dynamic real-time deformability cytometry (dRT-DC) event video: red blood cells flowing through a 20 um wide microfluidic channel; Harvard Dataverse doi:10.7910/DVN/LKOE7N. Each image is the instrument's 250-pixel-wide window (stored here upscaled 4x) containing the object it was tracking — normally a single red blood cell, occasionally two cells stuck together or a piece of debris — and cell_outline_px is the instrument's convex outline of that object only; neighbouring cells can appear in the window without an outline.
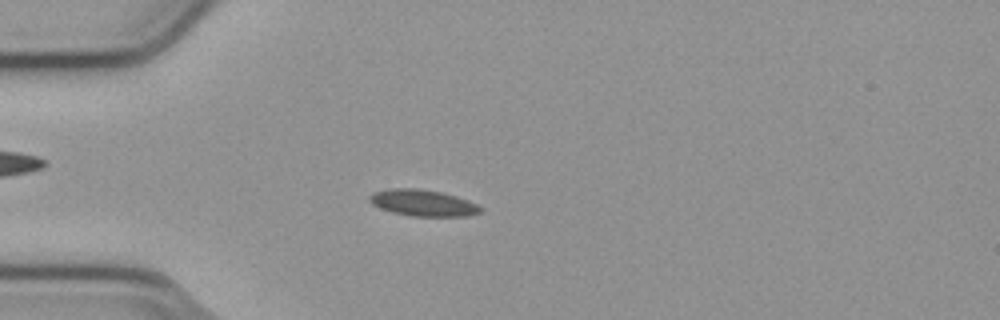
{"species": "common noctule bat (a hibernating species)", "species_latin": "Nyctalus noctula", "temperature_condition": "cold", "stored_images_in_passage": 54, "camera_frame_rate_fps": 3000, "um_per_image_px": 0.085, "animal": {"sex": "male", "body_mass_g": 23.1, "forearm_length_mm": 52.7}, "frame": {"image": 1, "passage_image": 15, "time_ms": 4.667, "image_size_px": [1000, 320], "cell_outline_px": [[484, 208], [480, 212], [468, 216], [412, 216], [392, 212], [380, 208], [372, 204], [368, 200], [368, 196], [372, 192], [388, 188], [416, 188], [440, 192], [456, 196], [468, 200]], "centroid_in_image_um": [35.91, 17.24], "position_along_channel_um": 49.1, "area_um2": 17.17}}
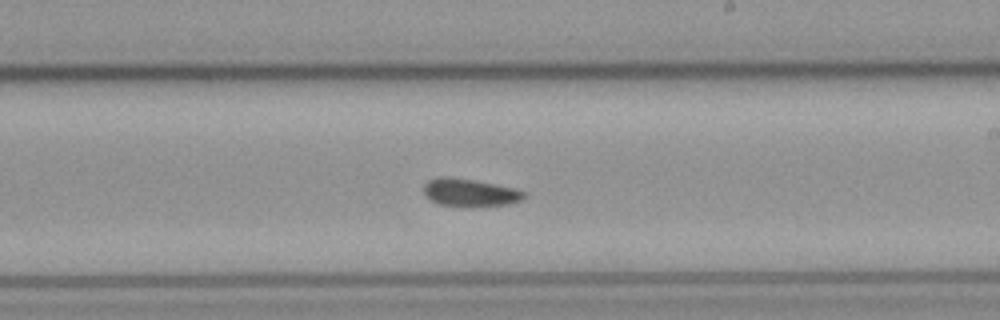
{"frame": {"image": 2, "passage_image": 32, "time_ms": 10.333, "image_size_px": [1000, 320], "cell_outline_px": [[528, 196], [520, 200], [508, 204], [440, 204], [428, 200], [424, 192], [424, 184], [428, 180], [440, 176], [444, 176], [476, 180], [516, 188], [524, 192]], "centroid_in_image_um": [39.92, 16.31], "position_along_channel_um": 249.1, "area_um2": 15.66}}
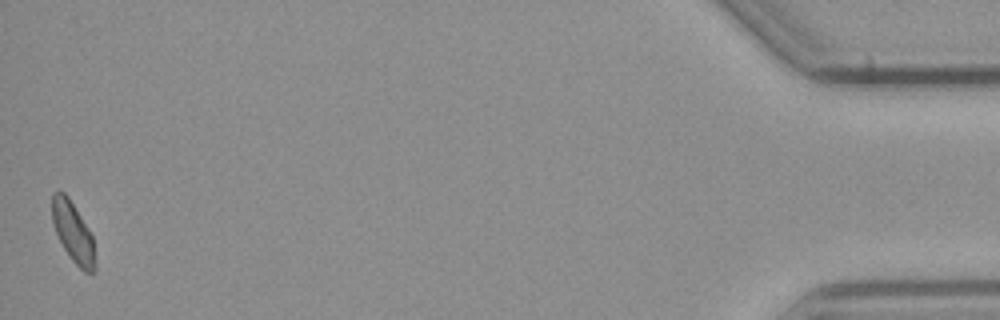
{"frame": {"image": 3, "passage_image": 54, "time_ms": 17.667, "image_size_px": [1000, 320], "cell_outline_px": [[96, 268], [92, 272], [84, 272], [72, 260], [64, 248], [56, 232], [52, 220], [52, 192], [60, 188], [68, 196], [92, 236], [96, 264]], "centroid_in_image_um": [6.19, 19.71], "position_along_channel_um": 429.0, "area_um2": 14.91}, "authors_computed_cell_mechanics": {"area_um2": 15.8661, "velocity_mm_per_s": 3.7802, "shape_relaxation_time_tau1_ms": 9.5149, "shape_relaxation_time_tau2_ms": 9.4517, "deformation_change_tau1": 0.1095, "deformation_change_tau2": 0.1134}}